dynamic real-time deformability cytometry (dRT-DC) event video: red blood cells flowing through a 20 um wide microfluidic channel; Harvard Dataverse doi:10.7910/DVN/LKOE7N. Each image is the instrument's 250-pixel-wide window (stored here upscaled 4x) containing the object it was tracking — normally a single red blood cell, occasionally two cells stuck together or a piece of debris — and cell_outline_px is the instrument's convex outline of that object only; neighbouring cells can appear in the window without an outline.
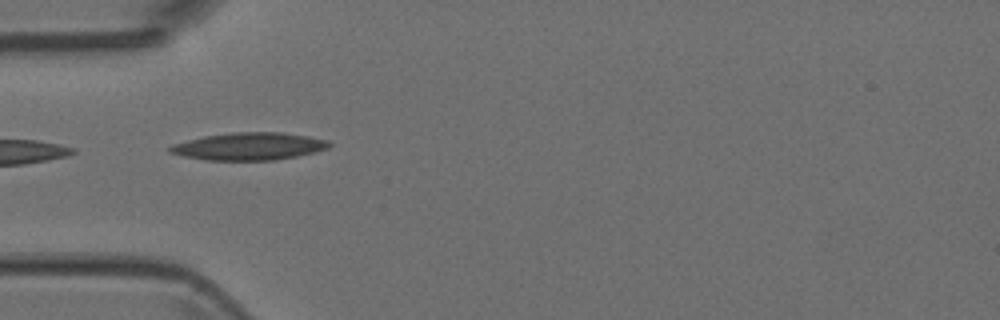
{"species": "Egyptian fruit bat (a non-hibernating species)", "species_latin": "Rousettus aegyptiacus", "temperature_condition": "room temperature", "stored_images_in_passage": 3, "camera_frame_rate_fps": 3000, "um_per_image_px": 0.085, "animal": {"sex": "female"}, "frame": {"image": 1, "passage_image": 1, "time_ms": 0.0, "image_size_px": [1000, 320], "cell_outline_px": [[332, 144], [328, 148], [316, 152], [276, 160], [204, 160], [184, 156], [168, 152], [168, 148], [172, 144], [204, 136], [232, 132], [280, 132], [308, 136], [328, 140]], "centroid_in_image_um": [21.17, 12.44], "position_along_channel_um": 63.8, "area_um2": 25.55}}
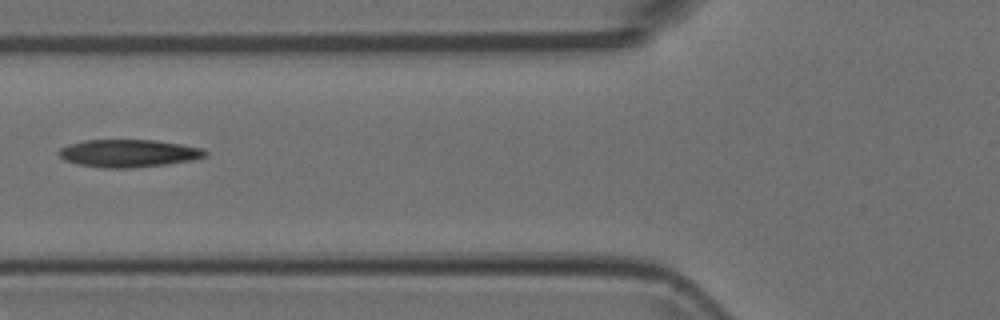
{"frame": {"image": 2, "passage_image": 2, "time_ms": 0.333, "image_size_px": [1000, 320], "cell_outline_px": [[208, 156], [196, 160], [132, 168], [104, 168], [76, 164], [64, 160], [56, 152], [60, 148], [68, 144], [84, 140], [156, 140], [204, 148], [208, 152]], "centroid_in_image_um": [10.94, 13.03], "position_along_channel_um": 114.9, "area_um2": 23.87}}
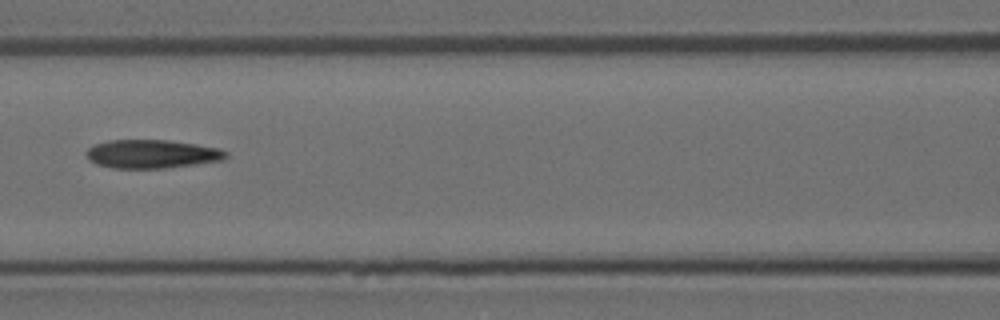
{"frame": {"image": 3, "passage_image": 3, "time_ms": 0.667, "image_size_px": [1000, 320], "cell_outline_px": [[228, 156], [224, 160], [196, 164], [164, 168], [112, 168], [96, 164], [88, 160], [88, 148], [96, 144], [108, 140], [168, 140], [196, 144], [220, 148], [228, 152]], "centroid_in_image_um": [12.95, 13.09], "position_along_channel_um": 153.7, "area_um2": 23.24}}